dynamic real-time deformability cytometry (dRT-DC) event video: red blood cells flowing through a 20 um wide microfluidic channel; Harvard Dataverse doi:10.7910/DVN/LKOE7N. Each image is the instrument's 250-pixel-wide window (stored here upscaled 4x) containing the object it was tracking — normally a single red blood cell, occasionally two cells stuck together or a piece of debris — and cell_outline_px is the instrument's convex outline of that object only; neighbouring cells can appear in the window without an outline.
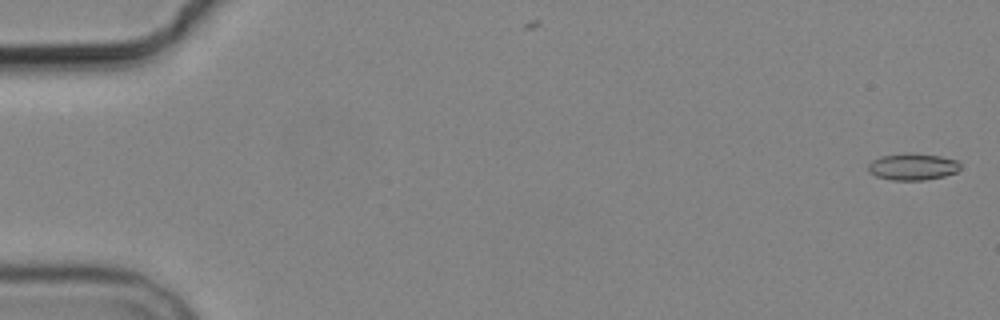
{"species": "common noctule bat (a hibernating species)", "species_latin": "Nyctalus noctula", "temperature_condition": "cold", "stored_images_in_passage": 6, "camera_frame_rate_fps": 3000, "um_per_image_px": 0.085, "animal": {"sex": "male", "body_mass_g": 19.2, "forearm_length_mm": 51.8}, "frame": {"image": 1, "passage_image": 1, "time_ms": 0.0, "image_size_px": [1000, 320], "cell_outline_px": [[960, 168], [956, 172], [944, 176], [924, 180], [892, 180], [876, 176], [868, 172], [868, 164], [872, 160], [880, 156], [904, 152], [940, 156], [956, 160], [960, 164]], "centroid_in_image_um": [77.54, 14.16], "position_along_channel_um": 7.5, "area_um2": 14.45}}
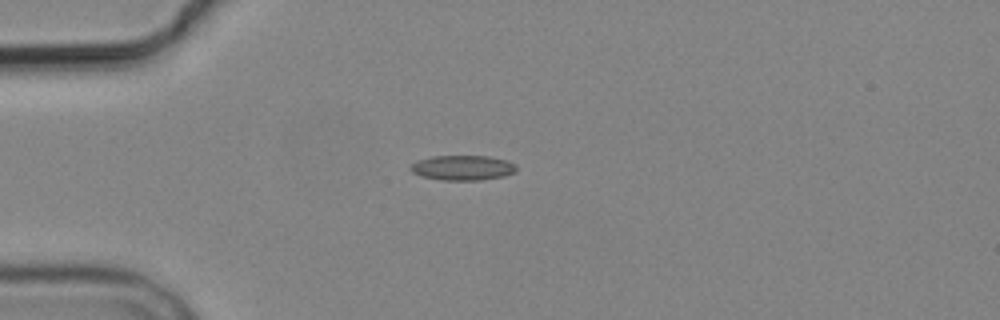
{"frame": {"image": 2, "passage_image": 5, "time_ms": 4.667, "image_size_px": [1000, 320], "cell_outline_px": [[516, 172], [504, 176], [480, 180], [440, 180], [420, 176], [412, 172], [408, 168], [416, 160], [432, 156], [488, 156], [508, 160], [516, 164]], "centroid_in_image_um": [39.31, 14.26], "position_along_channel_um": 45.7, "area_um2": 15.61}}